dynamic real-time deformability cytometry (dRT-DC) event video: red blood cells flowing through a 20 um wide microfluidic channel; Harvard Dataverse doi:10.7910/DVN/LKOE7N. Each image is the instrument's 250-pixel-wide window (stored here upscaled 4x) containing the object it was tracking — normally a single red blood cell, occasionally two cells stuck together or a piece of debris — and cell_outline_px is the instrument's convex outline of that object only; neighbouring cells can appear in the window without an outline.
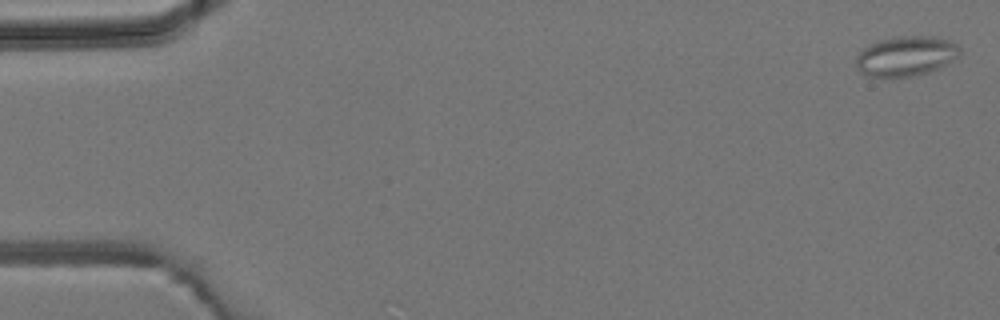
{"species": "common noctule bat (a hibernating species)", "species_latin": "Nyctalus noctula", "temperature_condition": "room temperature", "stored_images_in_passage": 4, "camera_frame_rate_fps": 3000, "um_per_image_px": 0.085, "animal": {"sex": "male", "body_mass_g": 19.2, "forearm_length_mm": 51.8}, "frame": {"image": 1, "passage_image": 1, "time_ms": 0.0, "image_size_px": [1000, 320], "cell_outline_px": [[960, 52], [948, 64], [940, 68], [916, 76], [864, 76], [856, 68], [856, 56], [864, 48], [880, 40], [900, 36], [932, 36], [952, 40], [960, 48]], "centroid_in_image_um": [77.01, 4.77], "position_along_channel_um": 8.0, "area_um2": 24.1}}
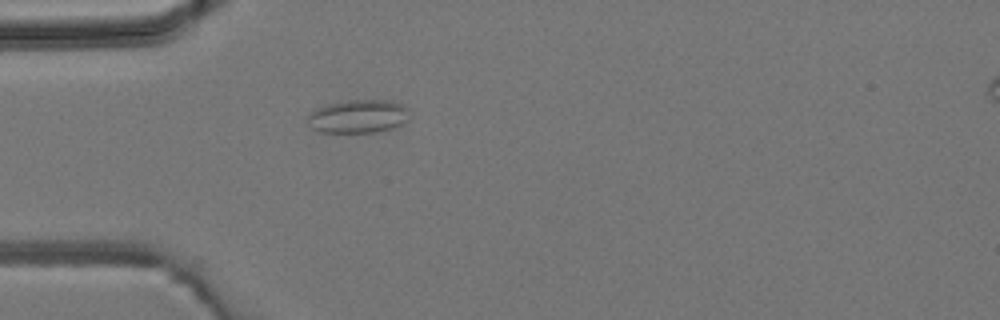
{"frame": {"image": 2, "passage_image": 4, "time_ms": 4.333, "image_size_px": [1000, 320], "cell_outline_px": [[408, 120], [392, 128], [376, 132], [320, 132], [312, 128], [308, 120], [308, 116], [316, 108], [328, 104], [348, 100], [388, 100], [400, 104], [408, 108]], "centroid_in_image_um": [30.45, 9.89], "position_along_channel_um": 54.5, "area_um2": 19.59}}